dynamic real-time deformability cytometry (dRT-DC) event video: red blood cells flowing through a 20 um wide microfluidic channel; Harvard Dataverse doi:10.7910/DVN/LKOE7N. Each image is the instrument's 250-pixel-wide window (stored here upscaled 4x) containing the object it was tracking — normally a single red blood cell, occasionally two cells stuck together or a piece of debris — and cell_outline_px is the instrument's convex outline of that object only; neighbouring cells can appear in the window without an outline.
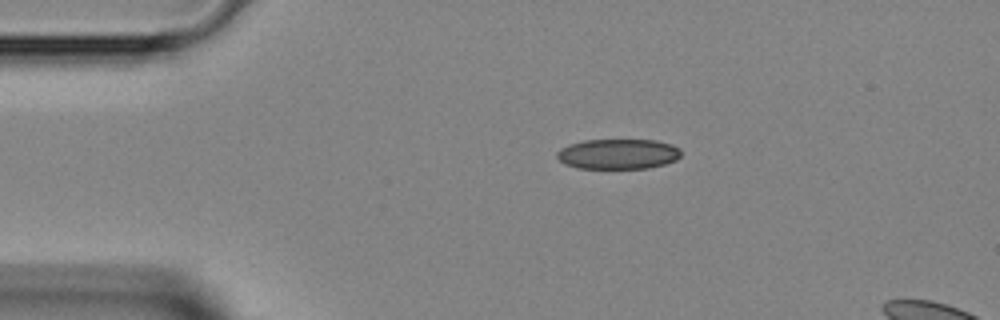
{"species": "Egyptian fruit bat (a non-hibernating species)", "species_latin": "Rousettus aegyptiacus", "temperature_condition": "room temperature", "stored_images_in_passage": 7, "camera_frame_rate_fps": 3000, "um_per_image_px": 0.085, "animal": {"sex": "female"}, "frame": {"image": 1, "passage_image": 2, "time_ms": 0.333, "image_size_px": [1000, 320], "cell_outline_px": [[680, 156], [676, 160], [664, 164], [648, 168], [576, 168], [564, 164], [556, 156], [556, 152], [560, 148], [568, 144], [584, 140], [656, 140], [672, 144], [680, 148]], "centroid_in_image_um": [52.52, 13.08], "position_along_channel_um": 32.5, "area_um2": 21.96}}